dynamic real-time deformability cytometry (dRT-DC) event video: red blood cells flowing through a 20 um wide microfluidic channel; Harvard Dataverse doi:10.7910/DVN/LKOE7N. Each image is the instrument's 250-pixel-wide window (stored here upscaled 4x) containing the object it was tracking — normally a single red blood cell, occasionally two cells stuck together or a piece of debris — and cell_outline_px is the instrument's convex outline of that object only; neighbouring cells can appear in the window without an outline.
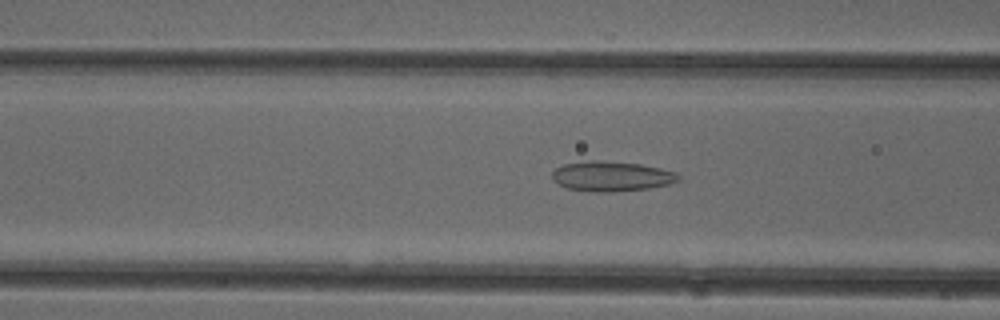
{"species": "common noctule bat (a hibernating species)", "species_latin": "Nyctalus noctula", "temperature_condition": "cold", "stored_images_in_passage": 29, "camera_frame_rate_fps": 3000, "um_per_image_px": 0.085, "animal": {"sex": "female"}, "frame": {"image": 1, "passage_image": 20, "time_ms": 6.333, "image_size_px": [1000, 320], "cell_outline_px": [[680, 180], [672, 184], [648, 188], [612, 192], [596, 192], [568, 188], [552, 180], [552, 172], [556, 168], [564, 164], [588, 160], [596, 160], [640, 164], [660, 168], [676, 172], [680, 176]], "centroid_in_image_um": [52.0, 14.98], "position_along_channel_um": 114.6, "area_um2": 22.08}}
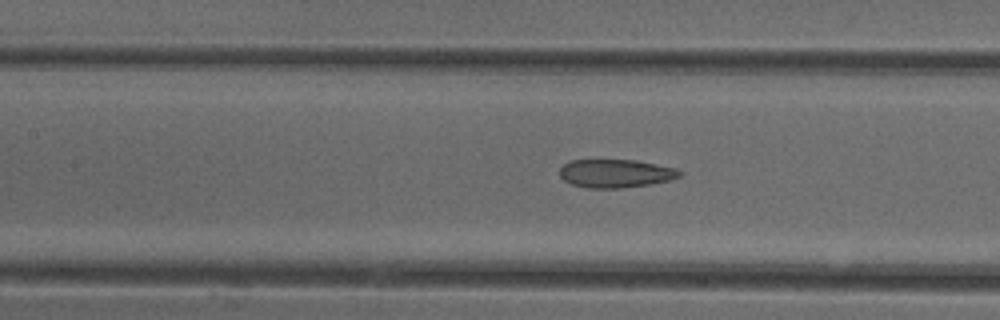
{"frame": {"image": 2, "passage_image": 23, "time_ms": 7.333, "image_size_px": [1000, 320], "cell_outline_px": [[684, 172], [680, 176], [672, 180], [648, 184], [620, 188], [584, 188], [572, 184], [564, 180], [560, 176], [560, 168], [564, 164], [572, 160], [636, 160], [676, 168]], "centroid_in_image_um": [52.34, 14.74], "position_along_channel_um": 155.1, "area_um2": 19.83}}
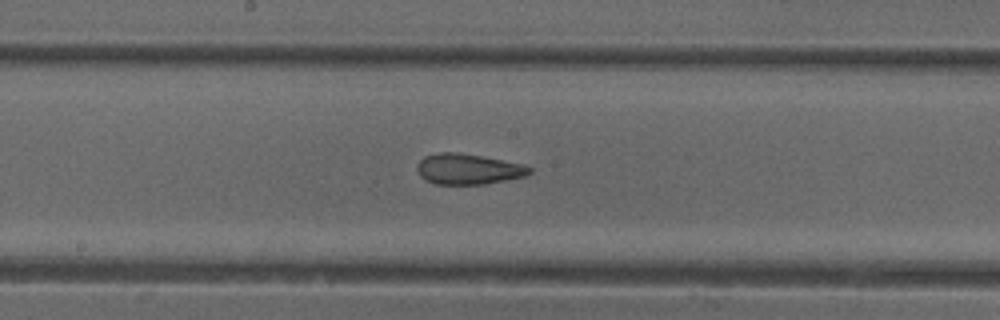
{"frame": {"image": 3, "passage_image": 27, "time_ms": 8.667, "image_size_px": [1000, 320], "cell_outline_px": [[532, 172], [524, 176], [484, 184], [436, 184], [420, 176], [416, 168], [416, 164], [424, 156], [440, 152], [456, 152], [480, 156], [524, 164], [532, 168]], "centroid_in_image_um": [39.78, 14.36], "position_along_channel_um": 208.4, "area_um2": 19.88}}